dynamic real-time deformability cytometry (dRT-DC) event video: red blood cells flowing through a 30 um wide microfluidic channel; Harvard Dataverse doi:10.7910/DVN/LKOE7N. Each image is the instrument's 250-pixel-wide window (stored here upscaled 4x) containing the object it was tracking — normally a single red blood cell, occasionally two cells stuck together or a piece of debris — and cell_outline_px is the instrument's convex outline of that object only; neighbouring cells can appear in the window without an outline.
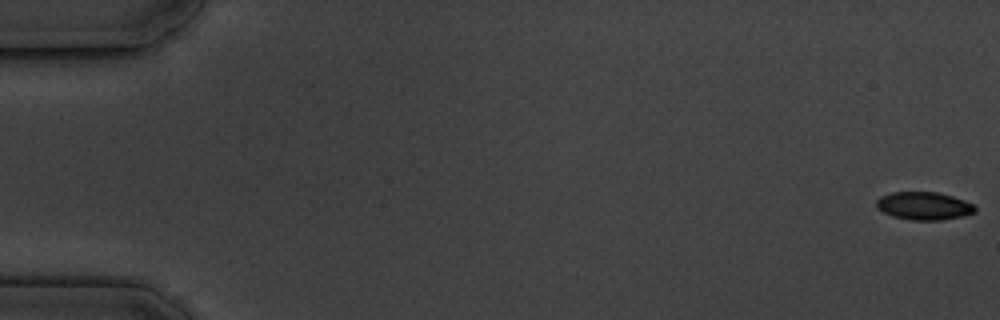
{"species": "common noctule bat (a hibernating species)", "species_latin": "Nyctalus noctula", "temperature_condition": "cold", "stored_images_in_passage": 5, "camera_frame_rate_fps": 3000, "um_per_image_px": 0.085, "animal": {"sex": "male", "body_mass_g": 19.5, "forearm_length_mm": 54.6}, "frame": {"image": 1, "passage_image": 1, "time_ms": 0.0, "image_size_px": [1000, 320], "cell_outline_px": [[976, 212], [960, 216], [940, 220], [912, 220], [892, 216], [876, 208], [876, 200], [880, 196], [892, 192], [936, 192], [952, 196], [964, 200], [972, 204], [976, 208]], "centroid_in_image_um": [78.5, 17.49], "position_along_channel_um": 6.5, "area_um2": 15.95}}
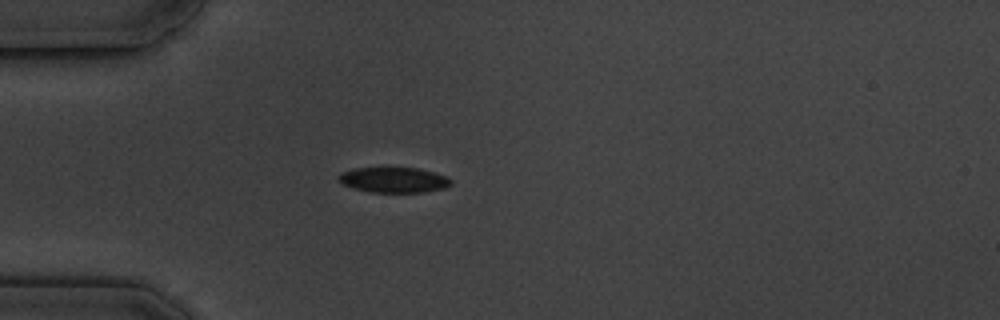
{"frame": {"image": 2, "passage_image": 5, "time_ms": 5.333, "image_size_px": [1000, 320], "cell_outline_px": [[452, 184], [444, 188], [420, 192], [372, 192], [352, 188], [344, 184], [336, 176], [340, 172], [352, 168], [416, 168], [448, 176], [452, 180]], "centroid_in_image_um": [33.45, 15.28], "position_along_channel_um": 51.5, "area_um2": 16.53}}